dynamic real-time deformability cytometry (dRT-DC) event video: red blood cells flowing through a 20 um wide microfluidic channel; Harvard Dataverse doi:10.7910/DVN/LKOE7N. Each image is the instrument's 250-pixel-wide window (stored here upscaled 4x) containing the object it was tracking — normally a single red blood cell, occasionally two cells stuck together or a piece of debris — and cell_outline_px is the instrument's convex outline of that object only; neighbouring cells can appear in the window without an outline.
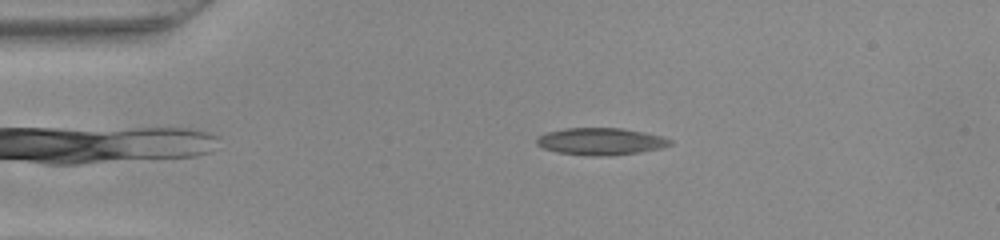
{"species": "common noctule bat (a hibernating species)", "species_latin": "Nyctalus noctula", "temperature_condition": "warm", "stored_images_in_passage": 47, "camera_frame_rate_fps": 3000, "um_per_image_px": 0.085, "animal": {"sex": "female", "body_mass_g": 22.0, "forearm_length_mm": 56.7}, "frame": {"image": 1, "passage_image": 9, "time_ms": 2.667, "image_size_px": [1000, 240], "cell_outline_px": [[672, 144], [664, 148], [640, 152], [612, 156], [588, 156], [556, 152], [544, 148], [536, 144], [536, 136], [548, 132], [564, 128], [624, 128], [664, 136], [672, 140]], "centroid_in_image_um": [51.09, 12.02], "position_along_channel_um": 33.9, "area_um2": 21.44}}
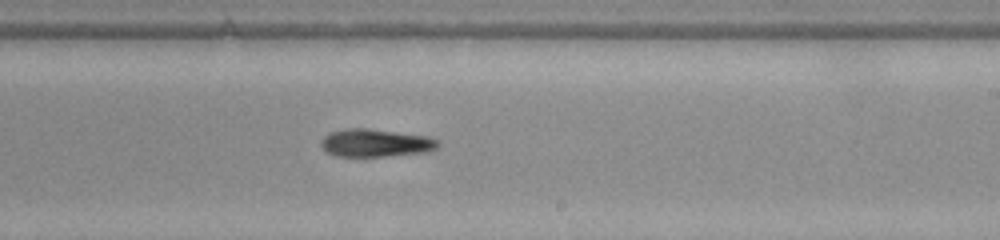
{"frame": {"image": 2, "passage_image": 28, "time_ms": 9.0, "image_size_px": [1000, 240], "cell_outline_px": [[440, 144], [436, 148], [424, 152], [384, 156], [336, 156], [328, 152], [320, 144], [320, 140], [328, 132], [344, 128], [368, 128], [428, 136], [440, 140]], "centroid_in_image_um": [31.91, 12.13], "position_along_channel_um": 257.1, "area_um2": 19.02}}
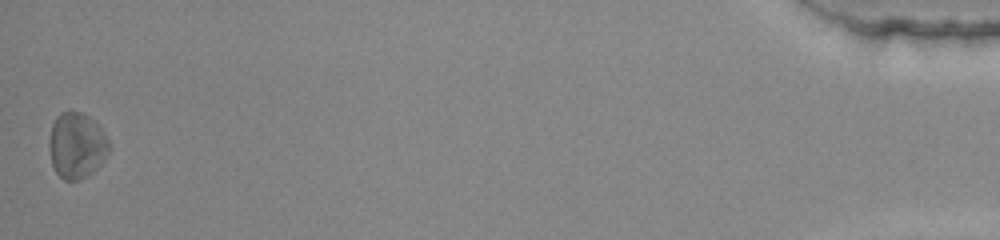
{"frame": {"image": 3, "passage_image": 47, "time_ms": 15.333, "image_size_px": [1000, 240], "cell_outline_px": [[112, 148], [104, 160], [88, 176], [80, 180], [64, 180], [56, 172], [52, 164], [48, 148], [48, 144], [52, 124], [56, 116], [60, 112], [68, 108], [80, 112], [88, 116], [104, 132]], "centroid_in_image_um": [6.51, 12.34], "position_along_channel_um": 428.7, "area_um2": 23.41}}